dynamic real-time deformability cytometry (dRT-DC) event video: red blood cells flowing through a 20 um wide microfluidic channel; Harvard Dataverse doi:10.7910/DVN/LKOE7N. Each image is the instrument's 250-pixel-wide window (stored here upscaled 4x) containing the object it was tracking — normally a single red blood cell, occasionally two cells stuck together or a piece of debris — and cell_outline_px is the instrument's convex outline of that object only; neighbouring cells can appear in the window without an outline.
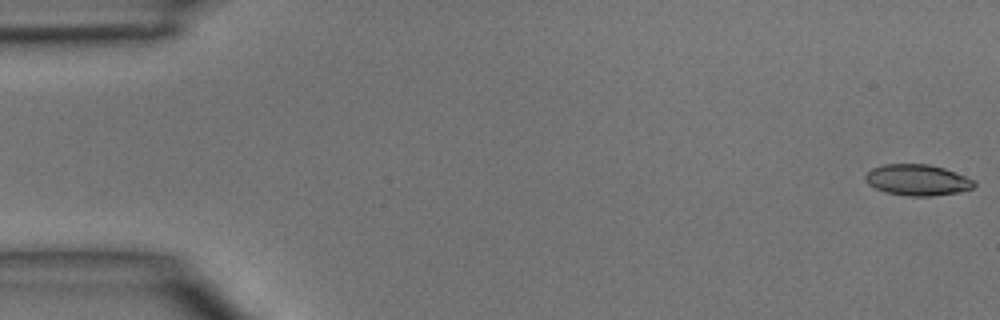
{"species": "common noctule bat (a hibernating species)", "species_latin": "Nyctalus noctula", "temperature_condition": "room temperature", "stored_images_in_passage": 5, "camera_frame_rate_fps": 3000, "um_per_image_px": 0.085, "animal": {"sex": "male", "body_mass_g": 15.6}, "frame": {"image": 1, "passage_image": 1, "time_ms": 0.0, "image_size_px": [1000, 320], "cell_outline_px": [[976, 184], [972, 188], [956, 192], [932, 196], [908, 196], [888, 192], [876, 188], [868, 184], [864, 180], [864, 176], [872, 168], [884, 164], [928, 164], [944, 168], [976, 180]], "centroid_in_image_um": [77.98, 15.29], "position_along_channel_um": 7.0, "area_um2": 19.59}}
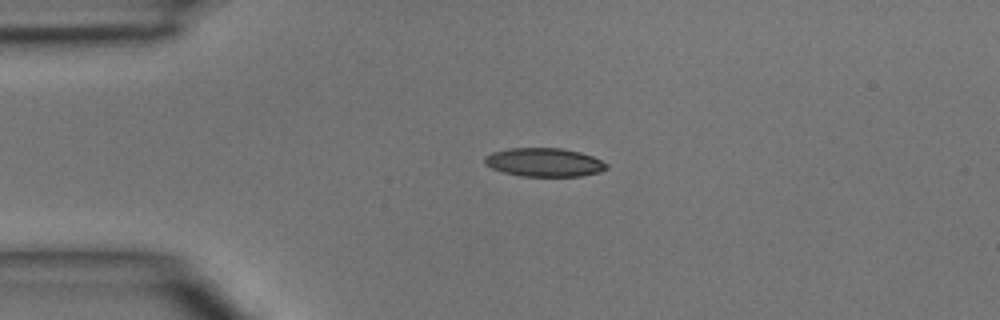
{"frame": {"image": 2, "passage_image": 4, "time_ms": 3.333, "image_size_px": [1000, 320], "cell_outline_px": [[608, 168], [600, 172], [580, 176], [520, 176], [504, 172], [492, 168], [484, 164], [484, 156], [492, 152], [508, 148], [560, 148], [580, 152], [592, 156], [608, 164]], "centroid_in_image_um": [46.24, 13.79], "position_along_channel_um": 38.8, "area_um2": 20.35}}